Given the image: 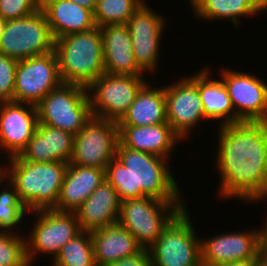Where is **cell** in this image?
Masks as SVG:
<instances>
[{
  "instance_id": "1",
  "label": "cell",
  "mask_w": 267,
  "mask_h": 266,
  "mask_svg": "<svg viewBox=\"0 0 267 266\" xmlns=\"http://www.w3.org/2000/svg\"><path fill=\"white\" fill-rule=\"evenodd\" d=\"M218 147L219 197L253 202L267 190V122L219 126Z\"/></svg>"
},
{
  "instance_id": "2",
  "label": "cell",
  "mask_w": 267,
  "mask_h": 266,
  "mask_svg": "<svg viewBox=\"0 0 267 266\" xmlns=\"http://www.w3.org/2000/svg\"><path fill=\"white\" fill-rule=\"evenodd\" d=\"M167 159L135 151L118 142L116 157L105 169L106 180L121 201L150 196L162 201H183Z\"/></svg>"
},
{
  "instance_id": "3",
  "label": "cell",
  "mask_w": 267,
  "mask_h": 266,
  "mask_svg": "<svg viewBox=\"0 0 267 266\" xmlns=\"http://www.w3.org/2000/svg\"><path fill=\"white\" fill-rule=\"evenodd\" d=\"M7 163L2 166L3 175L15 186L28 212L56 210L68 163H34L18 155Z\"/></svg>"
},
{
  "instance_id": "4",
  "label": "cell",
  "mask_w": 267,
  "mask_h": 266,
  "mask_svg": "<svg viewBox=\"0 0 267 266\" xmlns=\"http://www.w3.org/2000/svg\"><path fill=\"white\" fill-rule=\"evenodd\" d=\"M54 51L63 83L88 87L105 73L102 35L98 26L56 39Z\"/></svg>"
},
{
  "instance_id": "5",
  "label": "cell",
  "mask_w": 267,
  "mask_h": 266,
  "mask_svg": "<svg viewBox=\"0 0 267 266\" xmlns=\"http://www.w3.org/2000/svg\"><path fill=\"white\" fill-rule=\"evenodd\" d=\"M183 201H162L150 196L121 201L118 223L143 248H150L164 228L183 209Z\"/></svg>"
},
{
  "instance_id": "6",
  "label": "cell",
  "mask_w": 267,
  "mask_h": 266,
  "mask_svg": "<svg viewBox=\"0 0 267 266\" xmlns=\"http://www.w3.org/2000/svg\"><path fill=\"white\" fill-rule=\"evenodd\" d=\"M38 123L76 135L91 119L87 87L62 83L37 105Z\"/></svg>"
},
{
  "instance_id": "7",
  "label": "cell",
  "mask_w": 267,
  "mask_h": 266,
  "mask_svg": "<svg viewBox=\"0 0 267 266\" xmlns=\"http://www.w3.org/2000/svg\"><path fill=\"white\" fill-rule=\"evenodd\" d=\"M188 210L183 208L148 248L152 266H202L201 238L196 235Z\"/></svg>"
},
{
  "instance_id": "8",
  "label": "cell",
  "mask_w": 267,
  "mask_h": 266,
  "mask_svg": "<svg viewBox=\"0 0 267 266\" xmlns=\"http://www.w3.org/2000/svg\"><path fill=\"white\" fill-rule=\"evenodd\" d=\"M54 46L55 39L41 8L7 21L0 37V53L17 61L50 53Z\"/></svg>"
},
{
  "instance_id": "9",
  "label": "cell",
  "mask_w": 267,
  "mask_h": 266,
  "mask_svg": "<svg viewBox=\"0 0 267 266\" xmlns=\"http://www.w3.org/2000/svg\"><path fill=\"white\" fill-rule=\"evenodd\" d=\"M144 77L102 74L87 87L92 116L119 122L147 82Z\"/></svg>"
},
{
  "instance_id": "10",
  "label": "cell",
  "mask_w": 267,
  "mask_h": 266,
  "mask_svg": "<svg viewBox=\"0 0 267 266\" xmlns=\"http://www.w3.org/2000/svg\"><path fill=\"white\" fill-rule=\"evenodd\" d=\"M119 125L113 120L92 116L74 136L70 164L106 169L116 157Z\"/></svg>"
},
{
  "instance_id": "11",
  "label": "cell",
  "mask_w": 267,
  "mask_h": 266,
  "mask_svg": "<svg viewBox=\"0 0 267 266\" xmlns=\"http://www.w3.org/2000/svg\"><path fill=\"white\" fill-rule=\"evenodd\" d=\"M36 218L34 228L26 239L27 259L30 264L37 254H51L56 257L59 250L82 230L75 212L57 210L33 211Z\"/></svg>"
},
{
  "instance_id": "12",
  "label": "cell",
  "mask_w": 267,
  "mask_h": 266,
  "mask_svg": "<svg viewBox=\"0 0 267 266\" xmlns=\"http://www.w3.org/2000/svg\"><path fill=\"white\" fill-rule=\"evenodd\" d=\"M55 51L17 62L13 101L37 105L62 84Z\"/></svg>"
},
{
  "instance_id": "13",
  "label": "cell",
  "mask_w": 267,
  "mask_h": 266,
  "mask_svg": "<svg viewBox=\"0 0 267 266\" xmlns=\"http://www.w3.org/2000/svg\"><path fill=\"white\" fill-rule=\"evenodd\" d=\"M165 100L167 122L181 139H185L198 123L205 121L197 73L166 85Z\"/></svg>"
},
{
  "instance_id": "14",
  "label": "cell",
  "mask_w": 267,
  "mask_h": 266,
  "mask_svg": "<svg viewBox=\"0 0 267 266\" xmlns=\"http://www.w3.org/2000/svg\"><path fill=\"white\" fill-rule=\"evenodd\" d=\"M146 2L128 20L132 48L138 68L145 74H153L159 62V46L166 23ZM161 15V16H160ZM156 69V70H155Z\"/></svg>"
},
{
  "instance_id": "15",
  "label": "cell",
  "mask_w": 267,
  "mask_h": 266,
  "mask_svg": "<svg viewBox=\"0 0 267 266\" xmlns=\"http://www.w3.org/2000/svg\"><path fill=\"white\" fill-rule=\"evenodd\" d=\"M221 71L236 116L242 122H267V83L246 72Z\"/></svg>"
},
{
  "instance_id": "16",
  "label": "cell",
  "mask_w": 267,
  "mask_h": 266,
  "mask_svg": "<svg viewBox=\"0 0 267 266\" xmlns=\"http://www.w3.org/2000/svg\"><path fill=\"white\" fill-rule=\"evenodd\" d=\"M205 239L200 240L202 266L255 260L261 254L260 229L226 232Z\"/></svg>"
},
{
  "instance_id": "17",
  "label": "cell",
  "mask_w": 267,
  "mask_h": 266,
  "mask_svg": "<svg viewBox=\"0 0 267 266\" xmlns=\"http://www.w3.org/2000/svg\"><path fill=\"white\" fill-rule=\"evenodd\" d=\"M38 125L37 107L14 101L0 102V149L8 158L19 155Z\"/></svg>"
},
{
  "instance_id": "18",
  "label": "cell",
  "mask_w": 267,
  "mask_h": 266,
  "mask_svg": "<svg viewBox=\"0 0 267 266\" xmlns=\"http://www.w3.org/2000/svg\"><path fill=\"white\" fill-rule=\"evenodd\" d=\"M73 143L71 133L38 123L33 137L18 156L34 163H69Z\"/></svg>"
},
{
  "instance_id": "19",
  "label": "cell",
  "mask_w": 267,
  "mask_h": 266,
  "mask_svg": "<svg viewBox=\"0 0 267 266\" xmlns=\"http://www.w3.org/2000/svg\"><path fill=\"white\" fill-rule=\"evenodd\" d=\"M121 200L105 179L75 211L81 230L92 232L118 223Z\"/></svg>"
},
{
  "instance_id": "20",
  "label": "cell",
  "mask_w": 267,
  "mask_h": 266,
  "mask_svg": "<svg viewBox=\"0 0 267 266\" xmlns=\"http://www.w3.org/2000/svg\"><path fill=\"white\" fill-rule=\"evenodd\" d=\"M182 139L169 123L146 126H119V142L132 150L151 153L169 159L175 144ZM168 157V158H167Z\"/></svg>"
},
{
  "instance_id": "21",
  "label": "cell",
  "mask_w": 267,
  "mask_h": 266,
  "mask_svg": "<svg viewBox=\"0 0 267 266\" xmlns=\"http://www.w3.org/2000/svg\"><path fill=\"white\" fill-rule=\"evenodd\" d=\"M104 53V71L109 74L143 75L133 53L132 41L126 24L100 27Z\"/></svg>"
},
{
  "instance_id": "22",
  "label": "cell",
  "mask_w": 267,
  "mask_h": 266,
  "mask_svg": "<svg viewBox=\"0 0 267 266\" xmlns=\"http://www.w3.org/2000/svg\"><path fill=\"white\" fill-rule=\"evenodd\" d=\"M105 179V169L68 163L56 210L75 212Z\"/></svg>"
},
{
  "instance_id": "23",
  "label": "cell",
  "mask_w": 267,
  "mask_h": 266,
  "mask_svg": "<svg viewBox=\"0 0 267 266\" xmlns=\"http://www.w3.org/2000/svg\"><path fill=\"white\" fill-rule=\"evenodd\" d=\"M40 8L47 17L54 39L94 27L93 11L69 0H41Z\"/></svg>"
},
{
  "instance_id": "24",
  "label": "cell",
  "mask_w": 267,
  "mask_h": 266,
  "mask_svg": "<svg viewBox=\"0 0 267 266\" xmlns=\"http://www.w3.org/2000/svg\"><path fill=\"white\" fill-rule=\"evenodd\" d=\"M91 233L96 266H105L139 253L143 248L134 236L119 223Z\"/></svg>"
},
{
  "instance_id": "25",
  "label": "cell",
  "mask_w": 267,
  "mask_h": 266,
  "mask_svg": "<svg viewBox=\"0 0 267 266\" xmlns=\"http://www.w3.org/2000/svg\"><path fill=\"white\" fill-rule=\"evenodd\" d=\"M208 67L197 73V87L206 120H220V126L242 121L236 116L227 88L220 79L211 77ZM213 78V79H212Z\"/></svg>"
},
{
  "instance_id": "26",
  "label": "cell",
  "mask_w": 267,
  "mask_h": 266,
  "mask_svg": "<svg viewBox=\"0 0 267 266\" xmlns=\"http://www.w3.org/2000/svg\"><path fill=\"white\" fill-rule=\"evenodd\" d=\"M146 82L136 95L119 126H146L168 123L166 119L165 87L153 88Z\"/></svg>"
},
{
  "instance_id": "27",
  "label": "cell",
  "mask_w": 267,
  "mask_h": 266,
  "mask_svg": "<svg viewBox=\"0 0 267 266\" xmlns=\"http://www.w3.org/2000/svg\"><path fill=\"white\" fill-rule=\"evenodd\" d=\"M197 19H224L234 26L243 16L251 17L267 10V0H189Z\"/></svg>"
},
{
  "instance_id": "28",
  "label": "cell",
  "mask_w": 267,
  "mask_h": 266,
  "mask_svg": "<svg viewBox=\"0 0 267 266\" xmlns=\"http://www.w3.org/2000/svg\"><path fill=\"white\" fill-rule=\"evenodd\" d=\"M52 266H95L91 233L81 231L52 259Z\"/></svg>"
},
{
  "instance_id": "29",
  "label": "cell",
  "mask_w": 267,
  "mask_h": 266,
  "mask_svg": "<svg viewBox=\"0 0 267 266\" xmlns=\"http://www.w3.org/2000/svg\"><path fill=\"white\" fill-rule=\"evenodd\" d=\"M3 183L6 186L0 191V231L12 232L14 226L19 225L29 213L21 202L15 186L4 175L0 177V187L4 186Z\"/></svg>"
},
{
  "instance_id": "30",
  "label": "cell",
  "mask_w": 267,
  "mask_h": 266,
  "mask_svg": "<svg viewBox=\"0 0 267 266\" xmlns=\"http://www.w3.org/2000/svg\"><path fill=\"white\" fill-rule=\"evenodd\" d=\"M145 0H97L93 11L96 26L126 24Z\"/></svg>"
},
{
  "instance_id": "31",
  "label": "cell",
  "mask_w": 267,
  "mask_h": 266,
  "mask_svg": "<svg viewBox=\"0 0 267 266\" xmlns=\"http://www.w3.org/2000/svg\"><path fill=\"white\" fill-rule=\"evenodd\" d=\"M13 232L0 231V266H30L26 249L28 236L23 238Z\"/></svg>"
},
{
  "instance_id": "32",
  "label": "cell",
  "mask_w": 267,
  "mask_h": 266,
  "mask_svg": "<svg viewBox=\"0 0 267 266\" xmlns=\"http://www.w3.org/2000/svg\"><path fill=\"white\" fill-rule=\"evenodd\" d=\"M41 0H0V17L6 21L22 18L40 9Z\"/></svg>"
},
{
  "instance_id": "33",
  "label": "cell",
  "mask_w": 267,
  "mask_h": 266,
  "mask_svg": "<svg viewBox=\"0 0 267 266\" xmlns=\"http://www.w3.org/2000/svg\"><path fill=\"white\" fill-rule=\"evenodd\" d=\"M17 62L0 53V102L13 101Z\"/></svg>"
},
{
  "instance_id": "34",
  "label": "cell",
  "mask_w": 267,
  "mask_h": 266,
  "mask_svg": "<svg viewBox=\"0 0 267 266\" xmlns=\"http://www.w3.org/2000/svg\"><path fill=\"white\" fill-rule=\"evenodd\" d=\"M105 266H152L148 249H142L139 253L122 258Z\"/></svg>"
},
{
  "instance_id": "35",
  "label": "cell",
  "mask_w": 267,
  "mask_h": 266,
  "mask_svg": "<svg viewBox=\"0 0 267 266\" xmlns=\"http://www.w3.org/2000/svg\"><path fill=\"white\" fill-rule=\"evenodd\" d=\"M261 254L267 257V227L260 228Z\"/></svg>"
},
{
  "instance_id": "36",
  "label": "cell",
  "mask_w": 267,
  "mask_h": 266,
  "mask_svg": "<svg viewBox=\"0 0 267 266\" xmlns=\"http://www.w3.org/2000/svg\"><path fill=\"white\" fill-rule=\"evenodd\" d=\"M69 1H72L73 3H76L86 9H90L91 11H94L97 2V0H69Z\"/></svg>"
},
{
  "instance_id": "37",
  "label": "cell",
  "mask_w": 267,
  "mask_h": 266,
  "mask_svg": "<svg viewBox=\"0 0 267 266\" xmlns=\"http://www.w3.org/2000/svg\"><path fill=\"white\" fill-rule=\"evenodd\" d=\"M254 260H246V261H234L230 263H225L217 266H253Z\"/></svg>"
},
{
  "instance_id": "38",
  "label": "cell",
  "mask_w": 267,
  "mask_h": 266,
  "mask_svg": "<svg viewBox=\"0 0 267 266\" xmlns=\"http://www.w3.org/2000/svg\"><path fill=\"white\" fill-rule=\"evenodd\" d=\"M253 266H267V257L260 254L253 263Z\"/></svg>"
},
{
  "instance_id": "39",
  "label": "cell",
  "mask_w": 267,
  "mask_h": 266,
  "mask_svg": "<svg viewBox=\"0 0 267 266\" xmlns=\"http://www.w3.org/2000/svg\"><path fill=\"white\" fill-rule=\"evenodd\" d=\"M267 199V190L266 191H263V192H261L258 196H257V198L253 201V203L254 202H256L257 203V201H265V200ZM263 227H267V221L265 222V225L263 226Z\"/></svg>"
},
{
  "instance_id": "40",
  "label": "cell",
  "mask_w": 267,
  "mask_h": 266,
  "mask_svg": "<svg viewBox=\"0 0 267 266\" xmlns=\"http://www.w3.org/2000/svg\"><path fill=\"white\" fill-rule=\"evenodd\" d=\"M6 22H7L6 20H4L2 17H0V37L4 31Z\"/></svg>"
},
{
  "instance_id": "41",
  "label": "cell",
  "mask_w": 267,
  "mask_h": 266,
  "mask_svg": "<svg viewBox=\"0 0 267 266\" xmlns=\"http://www.w3.org/2000/svg\"><path fill=\"white\" fill-rule=\"evenodd\" d=\"M3 175V168L2 166L0 165V177Z\"/></svg>"
}]
</instances>
